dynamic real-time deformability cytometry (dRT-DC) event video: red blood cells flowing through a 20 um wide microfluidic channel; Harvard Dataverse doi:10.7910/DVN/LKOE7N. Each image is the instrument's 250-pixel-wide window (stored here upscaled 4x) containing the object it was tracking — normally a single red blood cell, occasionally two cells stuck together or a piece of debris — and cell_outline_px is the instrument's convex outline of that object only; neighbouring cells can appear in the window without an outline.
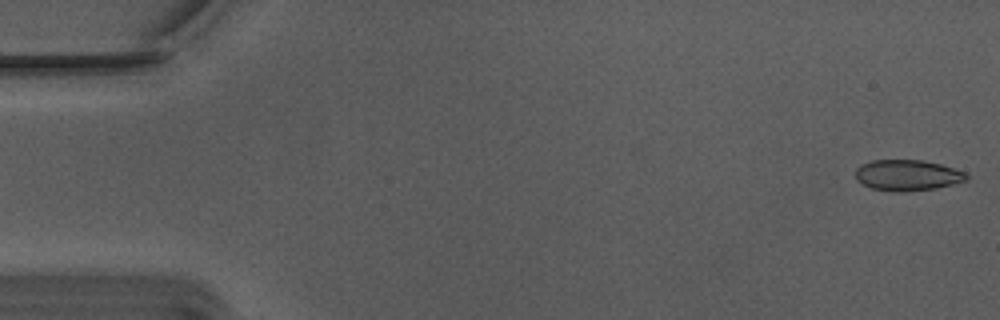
{"species": "Egyptian fruit bat (a non-hibernating species)", "species_latin": "Rousettus aegyptiacus", "temperature_condition": "warm", "stored_images_in_passage": 14, "camera_frame_rate_fps": 3000, "um_per_image_px": 0.085, "animal": {"sex": "male"}, "frame": {"image": 1, "passage_image": 1, "time_ms": 0.0, "image_size_px": [1000, 320], "cell_outline_px": [[968, 180], [936, 188], [872, 188], [856, 180], [856, 168], [860, 164], [872, 160], [924, 160], [940, 164], [964, 172], [968, 176]], "centroid_in_image_um": [77.13, 14.82], "position_along_channel_um": 7.9, "area_um2": 18.9}}